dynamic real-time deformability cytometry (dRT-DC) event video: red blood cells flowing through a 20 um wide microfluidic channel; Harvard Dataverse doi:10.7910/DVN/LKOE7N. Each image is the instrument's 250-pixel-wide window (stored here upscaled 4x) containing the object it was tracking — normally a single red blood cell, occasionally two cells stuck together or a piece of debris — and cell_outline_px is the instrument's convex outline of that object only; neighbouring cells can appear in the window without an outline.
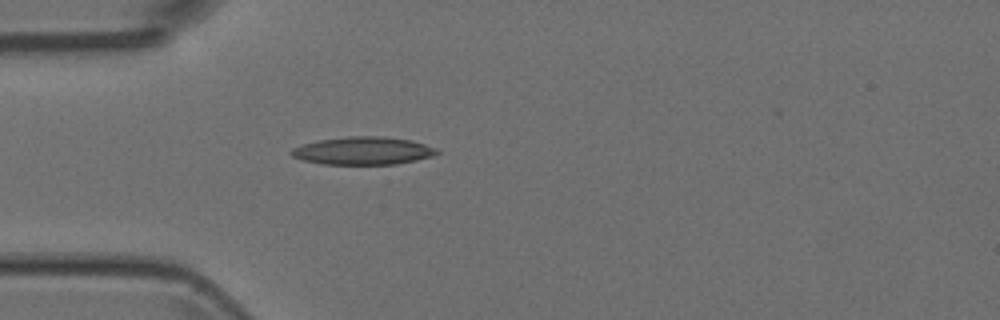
{"species": "Egyptian fruit bat (a non-hibernating species)", "species_latin": "Rousettus aegyptiacus", "temperature_condition": "room temperature", "stored_images_in_passage": 4, "camera_frame_rate_fps": 3000, "um_per_image_px": 0.085, "animal": {"sex": "female"}, "frame": {"image": 1, "passage_image": 4, "time_ms": 1.0, "image_size_px": [1000, 320], "cell_outline_px": [[440, 152], [432, 156], [416, 160], [396, 164], [320, 164], [304, 160], [292, 156], [288, 152], [292, 148], [304, 144], [320, 140], [348, 136], [384, 136], [412, 140], [436, 148]], "centroid_in_image_um": [30.86, 12.81], "position_along_channel_um": 54.1, "area_um2": 23.58}}